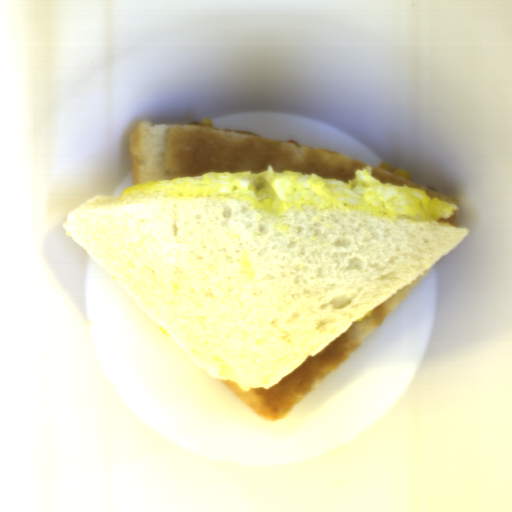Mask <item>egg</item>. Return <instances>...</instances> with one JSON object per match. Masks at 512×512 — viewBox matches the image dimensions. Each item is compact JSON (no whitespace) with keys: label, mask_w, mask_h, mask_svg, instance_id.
I'll return each instance as SVG.
<instances>
[{"label":"egg","mask_w":512,"mask_h":512,"mask_svg":"<svg viewBox=\"0 0 512 512\" xmlns=\"http://www.w3.org/2000/svg\"><path fill=\"white\" fill-rule=\"evenodd\" d=\"M365 165L350 180L275 171L212 172L174 180H153L123 189L124 196L224 197L279 212L292 204L316 209L440 221L457 206L406 186L382 183Z\"/></svg>","instance_id":"egg-1"}]
</instances>
